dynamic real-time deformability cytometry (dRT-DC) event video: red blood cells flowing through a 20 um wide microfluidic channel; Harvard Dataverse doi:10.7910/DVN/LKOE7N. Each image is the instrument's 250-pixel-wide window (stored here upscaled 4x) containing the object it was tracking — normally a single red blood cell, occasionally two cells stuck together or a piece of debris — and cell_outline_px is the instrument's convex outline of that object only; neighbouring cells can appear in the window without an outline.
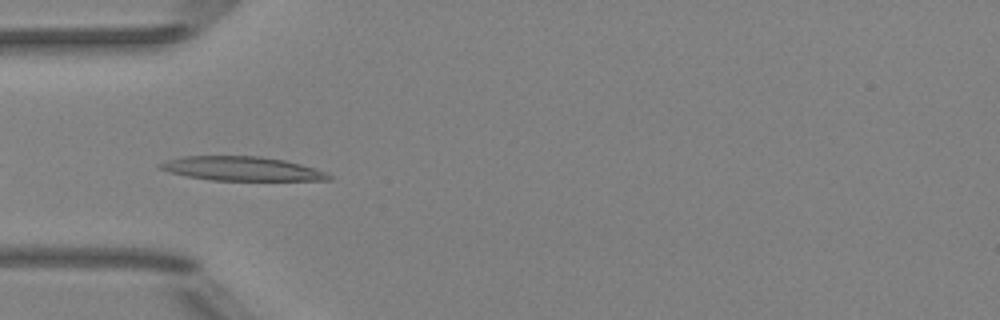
{"species": "Egyptian fruit bat (a non-hibernating species)", "species_latin": "Rousettus aegyptiacus", "temperature_condition": "room temperature", "stored_images_in_passage": 6, "camera_frame_rate_fps": 3000, "um_per_image_px": 0.085, "animal": {"sex": "female"}, "frame": {"image": 1, "passage_image": 4, "time_ms": 4.333, "image_size_px": [1000, 320], "cell_outline_px": [[332, 180], [212, 180], [188, 176], [168, 172], [156, 168], [156, 164], [168, 160], [184, 156], [260, 156], [284, 160], [300, 164], [328, 172], [332, 176]], "centroid_in_image_um": [20.53, 14.33], "position_along_channel_um": 64.5, "area_um2": 23.7}}
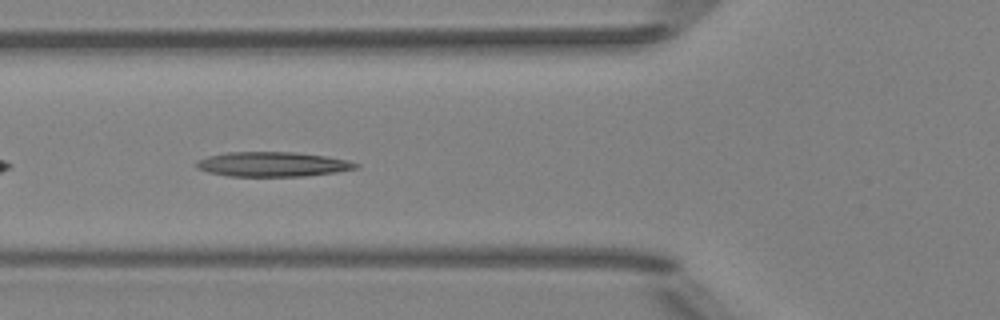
{"frame": {"image": 2, "passage_image": 5, "time_ms": 5.333, "image_size_px": [1000, 320], "cell_outline_px": [[360, 164], [356, 168], [336, 172], [304, 176], [228, 176], [208, 172], [196, 168], [196, 160], [208, 156], [228, 152], [292, 152], [324, 156], [348, 160]], "centroid_in_image_um": [23.14, 13.96], "position_along_channel_um": 102.7, "area_um2": 22.83}}
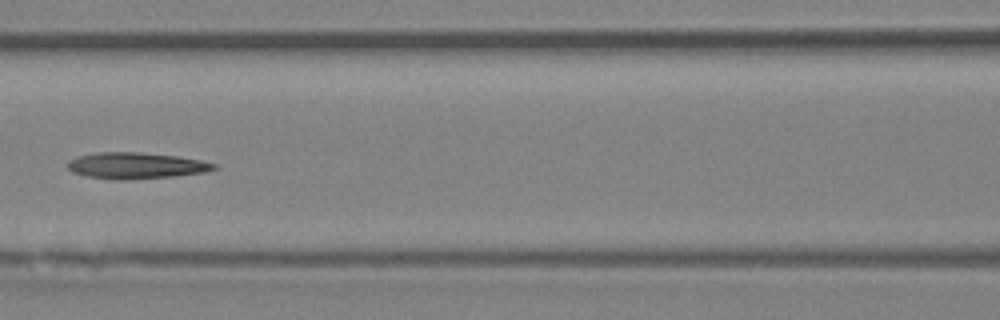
{"frame": {"image": 3, "passage_image": 6, "time_ms": 6.667, "image_size_px": [1000, 320], "cell_outline_px": [[216, 168], [204, 172], [172, 176], [128, 180], [116, 180], [88, 176], [72, 172], [68, 168], [68, 160], [76, 156], [96, 152], [140, 152], [176, 156], [200, 160], [216, 164]], "centroid_in_image_um": [11.5, 14.07], "position_along_channel_um": 155.1, "area_um2": 22.31}}